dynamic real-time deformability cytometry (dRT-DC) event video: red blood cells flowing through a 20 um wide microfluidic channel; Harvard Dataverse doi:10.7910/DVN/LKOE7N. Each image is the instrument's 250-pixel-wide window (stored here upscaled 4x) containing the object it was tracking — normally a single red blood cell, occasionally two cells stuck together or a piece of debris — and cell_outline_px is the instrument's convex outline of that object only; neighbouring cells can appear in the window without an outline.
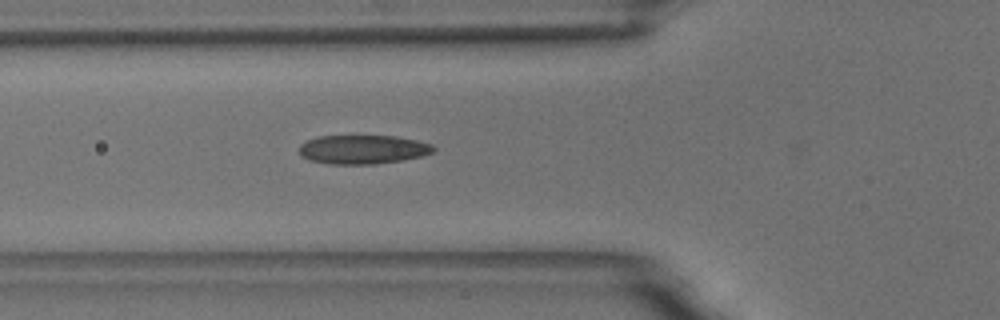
{"species": "common noctule bat (a hibernating species)", "species_latin": "Nyctalus noctula", "temperature_condition": "room temperature", "stored_images_in_passage": 38, "camera_frame_rate_fps": 3000, "um_per_image_px": 0.085, "animal": {"sex": "male", "body_mass_g": 18.8}, "frame": {"image": 1, "passage_image": 6, "time_ms": 1.667, "image_size_px": [1000, 320], "cell_outline_px": [[436, 148], [432, 152], [420, 156], [404, 160], [376, 164], [328, 164], [308, 160], [300, 156], [300, 144], [308, 140], [320, 136], [396, 136], [416, 140], [432, 144]], "centroid_in_image_um": [30.83, 12.71], "position_along_channel_um": 95.0, "area_um2": 22.72}}
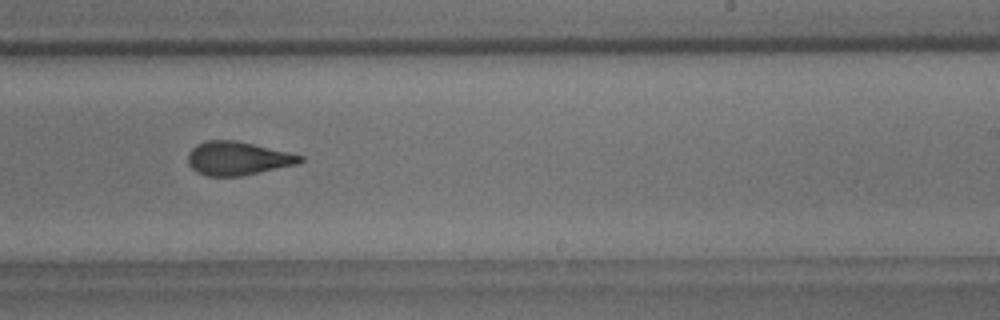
{"frame": {"image": 2, "passage_image": 20, "time_ms": 6.333, "image_size_px": [1000, 320], "cell_outline_px": [[304, 160], [296, 164], [240, 176], [208, 176], [196, 172], [188, 164], [188, 152], [196, 144], [208, 140], [236, 140], [304, 156]], "centroid_in_image_um": [20.16, 13.46], "position_along_channel_um": 268.8, "area_um2": 21.73}}
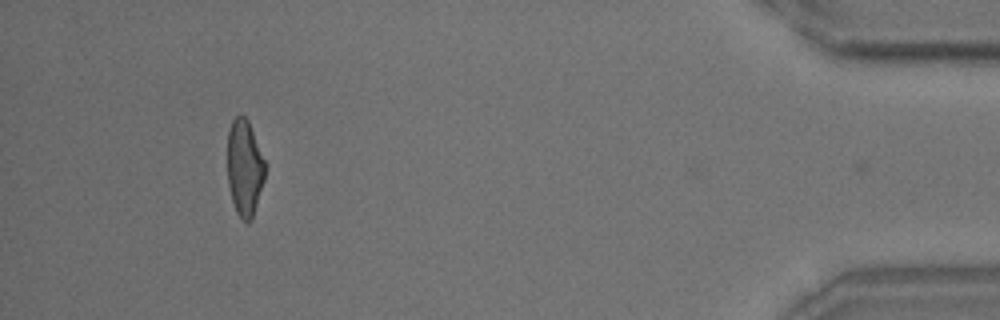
{"frame": {"image": 3, "passage_image": 37, "time_ms": 12.0, "image_size_px": [1000, 320], "cell_outline_px": [[268, 164], [264, 180], [252, 216], [248, 220], [244, 220], [236, 212], [232, 200], [228, 184], [228, 132], [232, 120], [236, 116], [244, 116], [248, 120]], "centroid_in_image_um": [20.81, 14.2], "position_along_channel_um": 414.4, "area_um2": 21.1}, "authors_computed_cell_mechanics": {"area_um2": 22.3397, "velocity_mm_per_s": 3.7119, "shape_relaxation_time_tau1_ms": 5.0241, "shape_relaxation_time_tau2_ms": 1.5272, "deformation_change_tau1": 0.1491, "deformation_change_tau2": 0.0931}}